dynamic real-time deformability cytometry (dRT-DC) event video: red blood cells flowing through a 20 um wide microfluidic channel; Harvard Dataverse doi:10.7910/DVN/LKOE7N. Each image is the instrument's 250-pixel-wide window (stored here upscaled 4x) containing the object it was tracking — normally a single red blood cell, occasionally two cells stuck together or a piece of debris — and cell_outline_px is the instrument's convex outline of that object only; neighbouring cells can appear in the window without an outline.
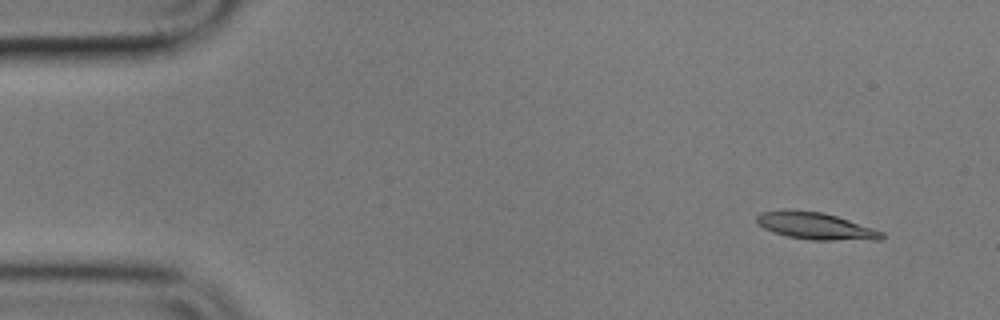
{"species": "common noctule bat (a hibernating species)", "species_latin": "Nyctalus noctula", "temperature_condition": "cold", "stored_images_in_passage": 53, "camera_frame_rate_fps": 3000, "um_per_image_px": 0.085, "animal": {"sex": "male", "body_mass_g": 17.9}, "frame": {"image": 1, "passage_image": 1, "time_ms": 0.0, "image_size_px": [1000, 320], "cell_outline_px": [[884, 236], [880, 240], [812, 240], [788, 236], [772, 232], [764, 228], [756, 220], [756, 216], [760, 212], [784, 208], [788, 208], [824, 212], [884, 232]], "centroid_in_image_um": [69.28, 19.18], "position_along_channel_um": 15.7, "area_um2": 19.88}}
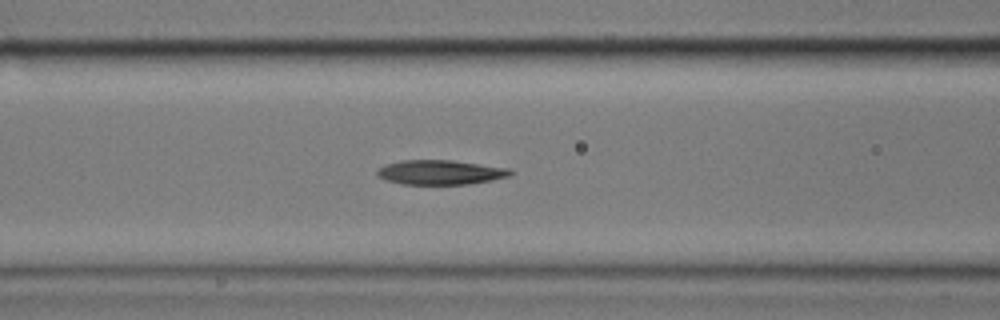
{"frame": {"image": 2, "passage_image": 19, "time_ms": 6.0, "image_size_px": [1000, 320], "cell_outline_px": [[512, 176], [492, 180], [468, 184], [404, 184], [384, 180], [376, 176], [376, 172], [384, 164], [400, 160], [452, 160], [508, 168], [512, 172]], "centroid_in_image_um": [37.4, 14.64], "position_along_channel_um": 129.2, "area_um2": 19.13}}
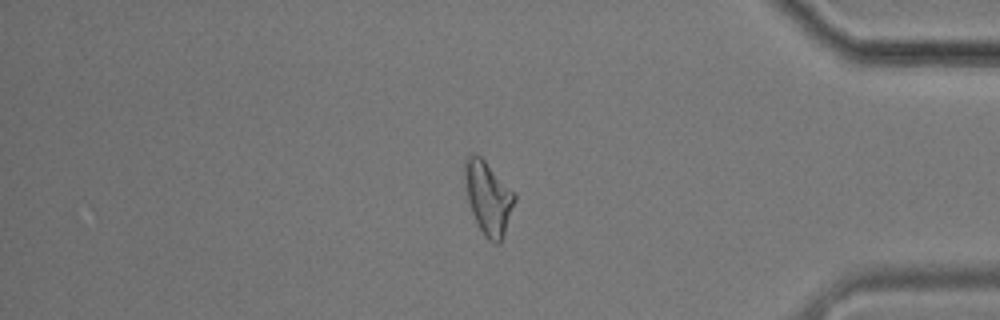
{"frame": {"image": 3, "passage_image": 44, "time_ms": 14.333, "image_size_px": [1000, 320], "cell_outline_px": [[516, 200], [504, 236], [500, 244], [492, 244], [484, 236], [472, 212], [468, 200], [464, 176], [464, 160], [472, 152], [480, 156], [516, 192]], "centroid_in_image_um": [41.52, 16.82], "position_along_channel_um": 393.7, "area_um2": 21.44}, "authors_computed_cell_mechanics": {"area_um2": 19.3052, "velocity_mm_per_s": 3.5266, "shape_relaxation_time_tau1_ms": 8.2911, "shape_relaxation_time_tau2_ms": 5.8172, "deformation_change_tau1": 0.2065, "deformation_change_tau2": 0.1496}}